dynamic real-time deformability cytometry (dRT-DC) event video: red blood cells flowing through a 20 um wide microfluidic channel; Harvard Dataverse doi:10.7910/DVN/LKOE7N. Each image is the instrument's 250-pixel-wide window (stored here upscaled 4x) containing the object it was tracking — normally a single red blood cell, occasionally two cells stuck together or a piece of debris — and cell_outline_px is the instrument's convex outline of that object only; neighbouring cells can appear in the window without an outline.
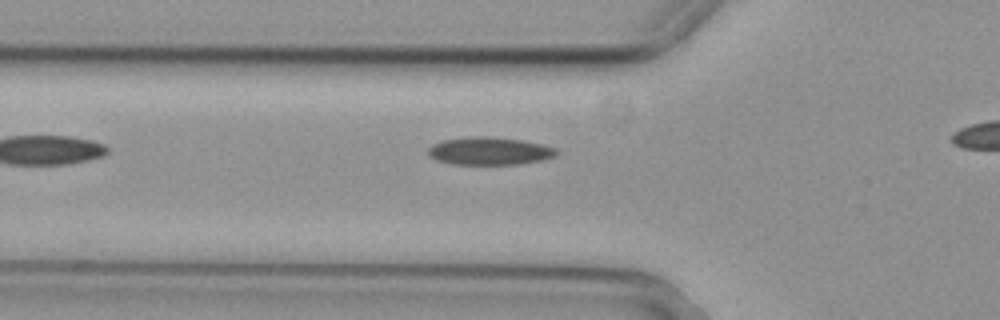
{"species": "common noctule bat (a hibernating species)", "species_latin": "Nyctalus noctula", "temperature_condition": "cold", "stored_images_in_passage": 37, "camera_frame_rate_fps": 3000, "um_per_image_px": 0.085, "animal": {"sex": "female", "body_mass_g": 29.2, "forearm_length_mm": 56.3}, "frame": {"image": 1, "passage_image": 4, "time_ms": 1.0, "image_size_px": [1000, 320], "cell_outline_px": [[560, 152], [556, 156], [540, 160], [520, 164], [452, 164], [436, 160], [428, 156], [428, 148], [432, 144], [440, 140], [468, 136], [488, 136], [520, 140], [540, 144], [556, 148]], "centroid_in_image_um": [41.56, 12.83], "position_along_channel_um": 84.2, "area_um2": 20.92}}
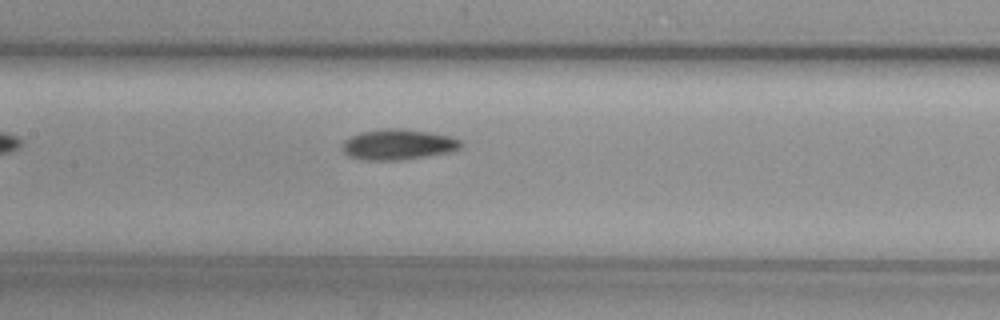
{"frame": {"image": 2, "passage_image": 11, "time_ms": 3.333, "image_size_px": [1000, 320], "cell_outline_px": [[464, 144], [460, 148], [448, 152], [404, 160], [364, 160], [348, 156], [340, 148], [344, 140], [360, 132], [380, 128], [400, 128], [428, 132], [452, 136], [460, 140]], "centroid_in_image_um": [33.82, 12.28], "position_along_channel_um": 173.6, "area_um2": 21.33}}
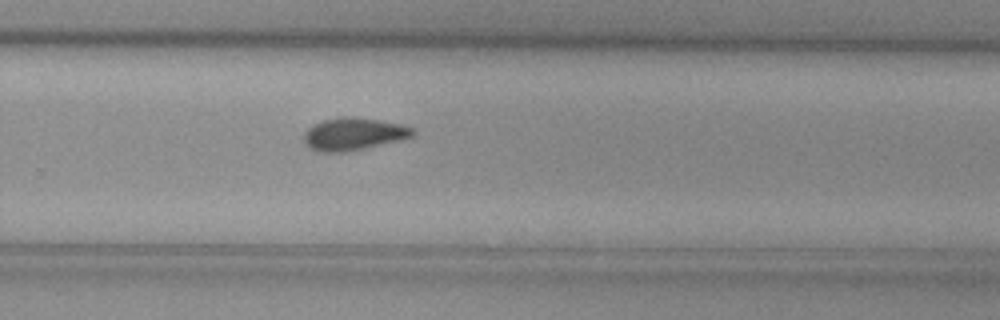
{"frame": {"image": 3, "passage_image": 21, "time_ms": 6.667, "image_size_px": [1000, 320], "cell_outline_px": [[416, 132], [412, 136], [400, 140], [348, 152], [316, 152], [308, 148], [304, 144], [304, 132], [312, 124], [324, 120], [348, 116], [352, 116], [380, 120], [400, 124], [412, 128]], "centroid_in_image_um": [30.0, 11.4], "position_along_channel_um": 299.8, "area_um2": 20.75}, "authors_computed_cell_mechanics": {"area_um2": 19.9988, "velocity_mm_per_s": 3.8026, "shape_relaxation_time_tau1_ms": 4.989, "shape_relaxation_time_tau2_ms": 6.7705, "deformation_change_tau1": 0.1462, "deformation_change_tau2": 0.1184}}